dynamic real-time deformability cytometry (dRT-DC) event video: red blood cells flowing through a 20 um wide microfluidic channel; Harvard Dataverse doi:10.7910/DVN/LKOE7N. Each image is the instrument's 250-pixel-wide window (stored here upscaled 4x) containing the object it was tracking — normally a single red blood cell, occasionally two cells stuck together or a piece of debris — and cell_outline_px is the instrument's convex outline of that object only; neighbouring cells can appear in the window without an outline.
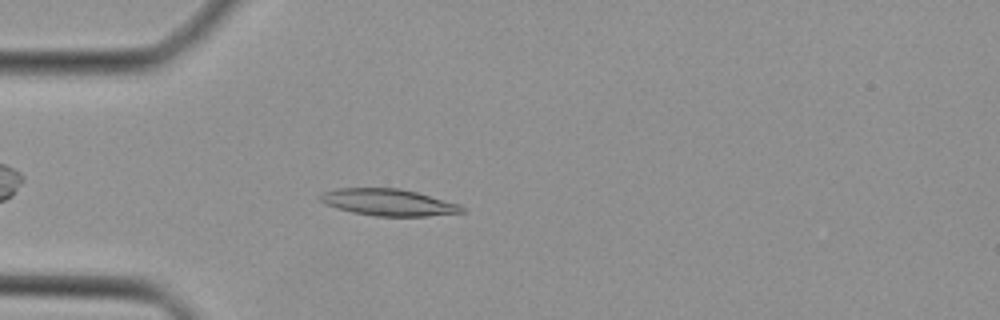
{"species": "Egyptian fruit bat (a non-hibernating species)", "species_latin": "Rousettus aegyptiacus", "temperature_condition": "cold", "stored_images_in_passage": 37, "camera_frame_rate_fps": 3000, "um_per_image_px": 0.085, "animal": {"sex": "female"}, "frame": {"image": 1, "passage_image": 5, "time_ms": 1.333, "image_size_px": [1000, 320], "cell_outline_px": [[468, 212], [428, 216], [376, 216], [352, 212], [336, 208], [320, 200], [320, 196], [324, 192], [336, 188], [400, 188], [416, 192], [460, 204], [468, 208]], "centroid_in_image_um": [33.1, 17.2], "position_along_channel_um": 51.9, "area_um2": 22.14}}
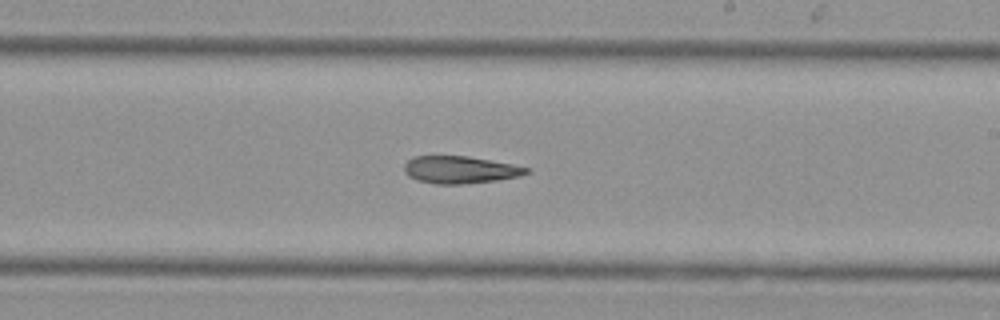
{"frame": {"image": 2, "passage_image": 19, "time_ms": 6.0, "image_size_px": [1000, 320], "cell_outline_px": [[532, 172], [520, 176], [496, 180], [460, 184], [436, 184], [416, 180], [408, 176], [404, 172], [404, 164], [412, 156], [468, 156], [512, 164], [532, 168]], "centroid_in_image_um": [39.11, 14.43], "position_along_channel_um": 249.9, "area_um2": 19.59}}
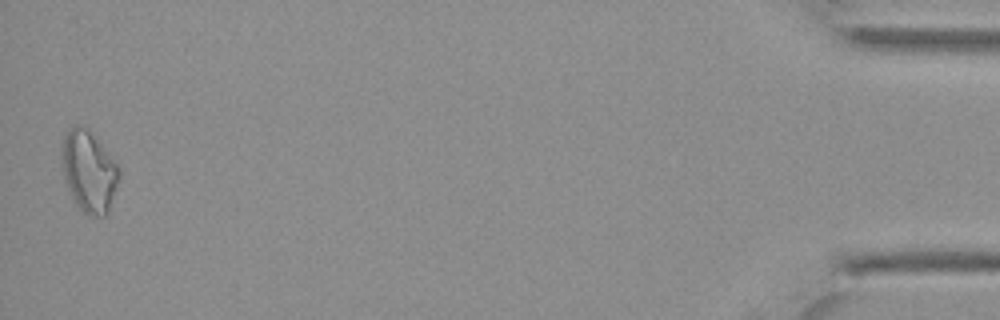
{"frame": {"image": 3, "passage_image": 37, "time_ms": 12.0, "image_size_px": [1000, 320], "cell_outline_px": [[120, 176], [108, 216], [88, 216], [76, 204], [64, 180], [60, 164], [60, 144], [68, 128], [76, 124], [84, 124], [88, 128], [120, 168]], "centroid_in_image_um": [7.52, 14.54], "position_along_channel_um": 427.7, "area_um2": 27.86}}